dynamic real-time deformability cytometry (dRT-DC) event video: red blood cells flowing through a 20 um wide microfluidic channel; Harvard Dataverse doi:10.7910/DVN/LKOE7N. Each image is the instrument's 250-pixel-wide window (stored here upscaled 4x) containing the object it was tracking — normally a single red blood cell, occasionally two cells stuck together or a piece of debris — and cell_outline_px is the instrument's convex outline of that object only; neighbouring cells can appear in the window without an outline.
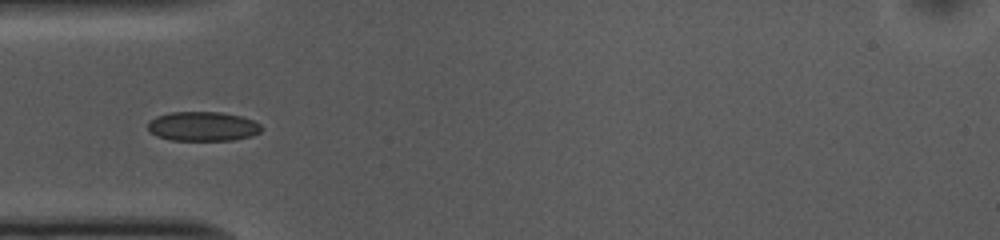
{"species": "common noctule bat (a hibernating species)", "species_latin": "Nyctalus noctula", "temperature_condition": "cold", "stored_images_in_passage": 15, "camera_frame_rate_fps": 3000, "um_per_image_px": 0.085, "animal": {"sex": "female", "body_mass_g": 10.0, "forearm_length_mm": 53.1}, "frame": {"image": 1, "passage_image": 3, "time_ms": 0.667, "image_size_px": [1000, 240], "cell_outline_px": [[264, 128], [260, 132], [252, 136], [232, 140], [172, 140], [156, 136], [148, 132], [148, 120], [156, 116], [172, 112], [220, 112], [240, 116], [252, 120], [260, 124]], "centroid_in_image_um": [17.22, 10.74], "position_along_channel_um": 67.8, "area_um2": 19.59}}
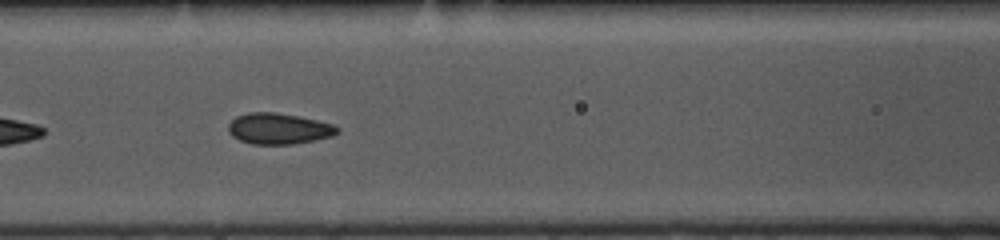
{"frame": {"image": 2, "passage_image": 9, "time_ms": 2.667, "image_size_px": [1000, 240], "cell_outline_px": [[340, 132], [332, 136], [292, 144], [252, 144], [240, 140], [232, 136], [228, 132], [228, 124], [236, 116], [248, 112], [276, 112], [316, 120], [332, 124], [340, 128]], "centroid_in_image_um": [23.66, 10.93], "position_along_channel_um": 142.9, "area_um2": 19.59}}